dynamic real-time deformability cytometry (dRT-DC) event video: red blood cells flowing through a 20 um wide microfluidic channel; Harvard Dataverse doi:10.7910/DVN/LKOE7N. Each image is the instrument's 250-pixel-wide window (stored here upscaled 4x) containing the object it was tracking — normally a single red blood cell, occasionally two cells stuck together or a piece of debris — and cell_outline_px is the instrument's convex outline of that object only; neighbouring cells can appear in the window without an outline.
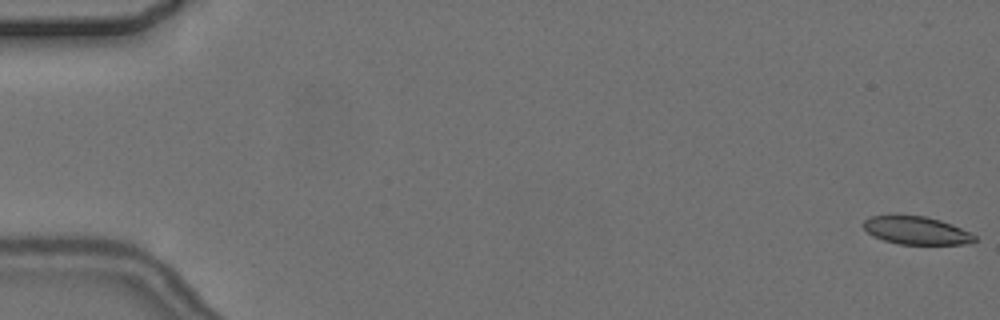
{"species": "common noctule bat (a hibernating species)", "species_latin": "Nyctalus noctula", "temperature_condition": "cold", "stored_images_in_passage": 6, "camera_frame_rate_fps": 3000, "um_per_image_px": 0.085, "animal": {"sex": "female", "body_mass_g": 24.6, "forearm_length_mm": 56.2}, "frame": {"image": 1, "passage_image": 1, "time_ms": 0.0, "image_size_px": [1000, 320], "cell_outline_px": [[976, 240], [968, 244], [900, 244], [884, 240], [872, 236], [864, 228], [864, 220], [872, 216], [924, 216], [940, 220], [952, 224], [976, 236]], "centroid_in_image_um": [77.9, 19.6], "position_along_channel_um": 7.1, "area_um2": 17.8}}